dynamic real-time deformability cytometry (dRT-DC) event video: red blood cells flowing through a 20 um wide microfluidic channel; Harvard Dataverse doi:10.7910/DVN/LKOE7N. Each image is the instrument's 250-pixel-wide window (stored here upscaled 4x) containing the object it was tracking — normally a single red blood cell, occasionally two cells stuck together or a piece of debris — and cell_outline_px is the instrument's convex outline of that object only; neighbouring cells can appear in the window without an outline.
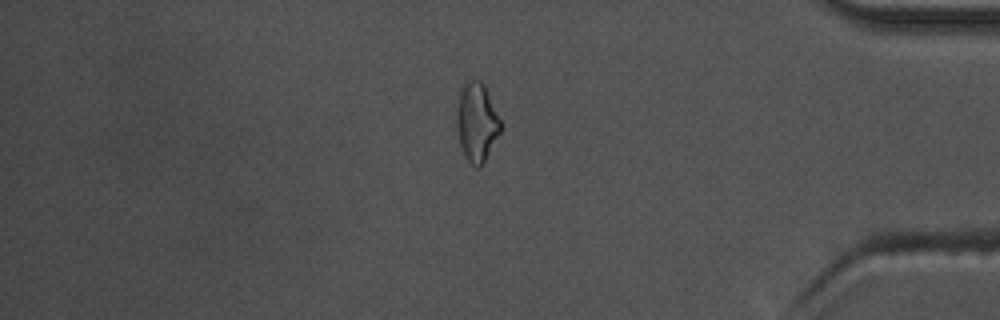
{"species": "common noctule bat (a hibernating species)", "species_latin": "Nyctalus noctula", "temperature_condition": "warm", "stored_images_in_passage": 54, "camera_frame_rate_fps": 3000, "um_per_image_px": 0.085, "animal": {"sex": "male", "body_mass_g": 17.5, "forearm_length_mm": 52.3}, "frame": {"image": 1, "passage_image": 46, "time_ms": 15.0, "image_size_px": [1000, 320], "cell_outline_px": [[504, 128], [480, 168], [476, 168], [464, 156], [460, 148], [456, 116], [460, 88], [468, 80], [480, 80], [484, 84]], "centroid_in_image_um": [40.54, 10.4], "position_along_channel_um": 394.7, "area_um2": 20.35}}